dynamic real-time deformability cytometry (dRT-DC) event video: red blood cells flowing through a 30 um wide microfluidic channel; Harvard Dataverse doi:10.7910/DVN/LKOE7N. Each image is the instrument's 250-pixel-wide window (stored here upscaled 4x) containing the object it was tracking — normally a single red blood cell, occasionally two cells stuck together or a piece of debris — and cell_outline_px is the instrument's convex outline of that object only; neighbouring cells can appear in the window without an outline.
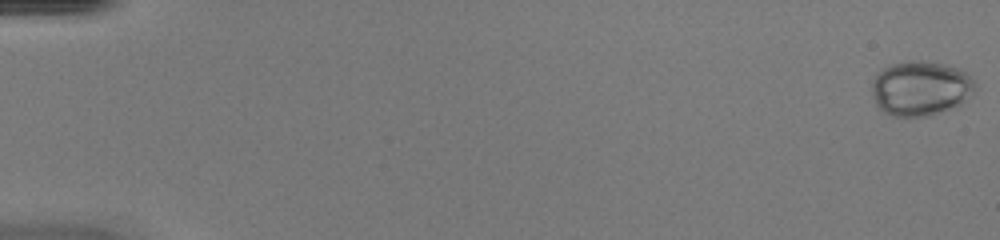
{"species": "common noctule bat (a hibernating species)", "species_latin": "Nyctalus noctula", "temperature_condition": "warm", "stored_images_in_passage": 16, "camera_frame_rate_fps": 3000, "um_per_image_px": 0.085, "animal": {"sex": "female", "body_mass_g": 20.0, "forearm_length_mm": 54.0}, "frame": {"image": 1, "passage_image": 1, "time_ms": 0.0, "image_size_px": [1000, 240], "cell_outline_px": [[976, 88], [956, 104], [948, 108], [928, 116], [892, 116], [884, 112], [876, 104], [872, 96], [872, 80], [884, 68], [892, 64], [908, 60], [924, 60], [944, 64], [956, 68], [964, 72], [976, 84]], "centroid_in_image_um": [78.17, 7.48], "position_along_channel_um": 6.8, "area_um2": 32.25}}